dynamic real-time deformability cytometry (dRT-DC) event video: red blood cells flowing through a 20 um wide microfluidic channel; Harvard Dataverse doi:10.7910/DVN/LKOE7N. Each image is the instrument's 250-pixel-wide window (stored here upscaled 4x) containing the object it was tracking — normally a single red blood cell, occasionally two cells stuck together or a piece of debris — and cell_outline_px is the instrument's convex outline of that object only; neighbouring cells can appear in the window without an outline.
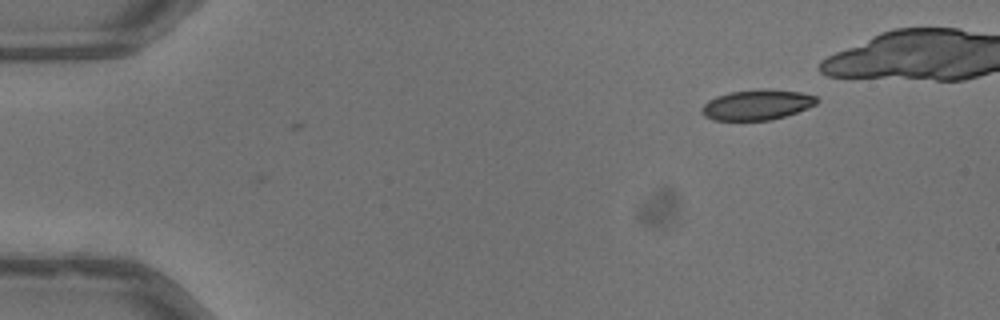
{"species": "common noctule bat (a hibernating species)", "species_latin": "Nyctalus noctula", "temperature_condition": "warm", "stored_images_in_passage": 4, "camera_frame_rate_fps": 3000, "um_per_image_px": 0.085, "animal": {"sex": "male", "body_mass_g": 13.3}, "frame": {"image": 1, "passage_image": 4, "time_ms": 1.0, "image_size_px": [1000, 320], "cell_outline_px": [[820, 100], [816, 104], [808, 108], [772, 120], [712, 120], [704, 116], [700, 112], [700, 108], [708, 100], [716, 96], [728, 92], [760, 88], [800, 92], [816, 96]], "centroid_in_image_um": [64.32, 8.9], "position_along_channel_um": 20.7, "area_um2": 20.52}}